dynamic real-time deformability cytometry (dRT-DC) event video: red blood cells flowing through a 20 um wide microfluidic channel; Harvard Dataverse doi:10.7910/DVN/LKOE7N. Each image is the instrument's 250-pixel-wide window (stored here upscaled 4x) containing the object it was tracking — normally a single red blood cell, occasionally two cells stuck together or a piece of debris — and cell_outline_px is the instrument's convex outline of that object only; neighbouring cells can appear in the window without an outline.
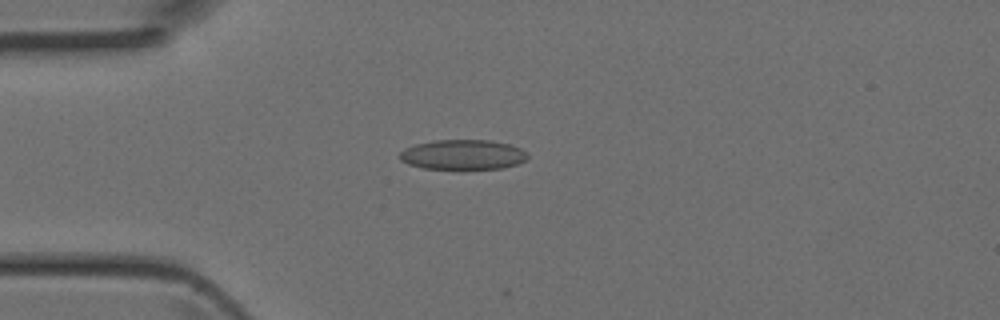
{"species": "Egyptian fruit bat (a non-hibernating species)", "species_latin": "Rousettus aegyptiacus", "temperature_condition": "room temperature", "stored_images_in_passage": 2, "camera_frame_rate_fps": 3000, "um_per_image_px": 0.085, "animal": {"sex": "female"}, "frame": {"image": 1, "passage_image": 2, "time_ms": 0.333, "image_size_px": [1000, 320], "cell_outline_px": [[528, 160], [516, 164], [500, 168], [424, 168], [408, 164], [400, 160], [400, 152], [404, 148], [416, 144], [432, 140], [488, 140], [508, 144], [520, 148], [528, 156]], "centroid_in_image_um": [39.32, 13.13], "position_along_channel_um": 45.7, "area_um2": 22.02}}